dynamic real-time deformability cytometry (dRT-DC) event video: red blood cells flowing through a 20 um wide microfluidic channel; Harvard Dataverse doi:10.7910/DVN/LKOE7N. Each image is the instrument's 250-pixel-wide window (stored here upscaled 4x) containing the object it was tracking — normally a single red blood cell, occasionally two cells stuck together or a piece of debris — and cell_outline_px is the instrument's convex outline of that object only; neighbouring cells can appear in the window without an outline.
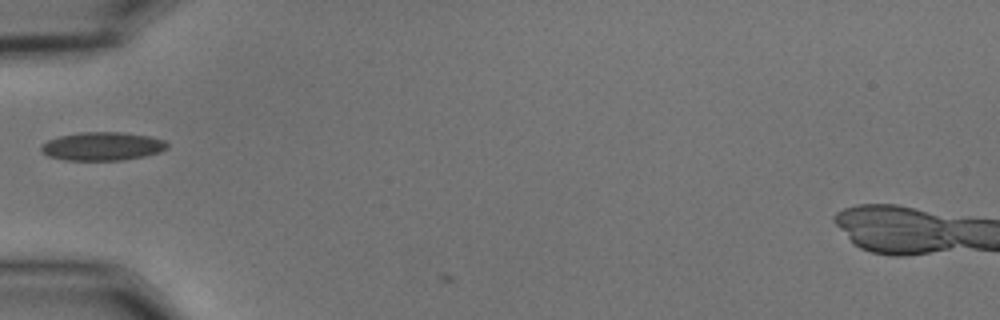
{"species": "common noctule bat (a hibernating species)", "species_latin": "Nyctalus noctula", "temperature_condition": "cold", "stored_images_in_passage": 2, "camera_frame_rate_fps": 3000, "um_per_image_px": 0.085, "animal": {"sex": "male", "body_mass_g": 15.6}, "frame": {"image": 1, "passage_image": 1, "time_ms": 0.0, "image_size_px": [1000, 320], "cell_outline_px": [[168, 148], [160, 152], [144, 156], [120, 160], [64, 160], [48, 156], [40, 152], [40, 144], [48, 140], [60, 136], [80, 132], [120, 132], [148, 136], [164, 140], [168, 144]], "centroid_in_image_um": [8.66, 12.43], "position_along_channel_um": 76.3, "area_um2": 20.92}}